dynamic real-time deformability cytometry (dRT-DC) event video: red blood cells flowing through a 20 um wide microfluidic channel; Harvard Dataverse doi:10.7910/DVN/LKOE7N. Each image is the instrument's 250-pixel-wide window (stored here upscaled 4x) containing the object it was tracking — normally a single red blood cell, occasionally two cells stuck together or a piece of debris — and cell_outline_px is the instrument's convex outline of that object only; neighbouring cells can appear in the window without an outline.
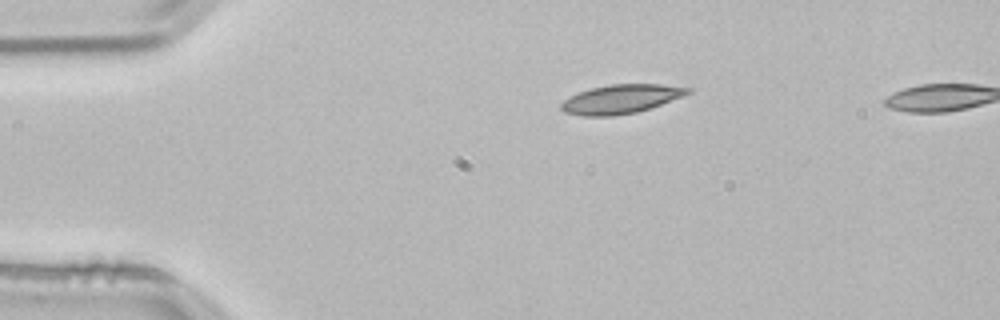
{"species": "common noctule bat (a hibernating species)", "species_latin": "Nyctalus noctula", "temperature_condition": "room temperature", "stored_images_in_passage": 36, "camera_frame_rate_fps": 3000, "um_per_image_px": 0.085, "animal": {"sex": "male", "body_mass_g": 21.5, "forearm_length_mm": 52.0}, "frame": {"image": 1, "passage_image": 1, "time_ms": 0.0, "image_size_px": [1000, 320], "cell_outline_px": [[692, 92], [660, 104], [636, 112], [612, 116], [584, 116], [564, 112], [560, 108], [560, 104], [564, 100], [580, 92], [592, 88], [608, 84], [660, 84], [692, 88]], "centroid_in_image_um": [52.76, 8.41], "position_along_channel_um": 32.2, "area_um2": 21.04}}
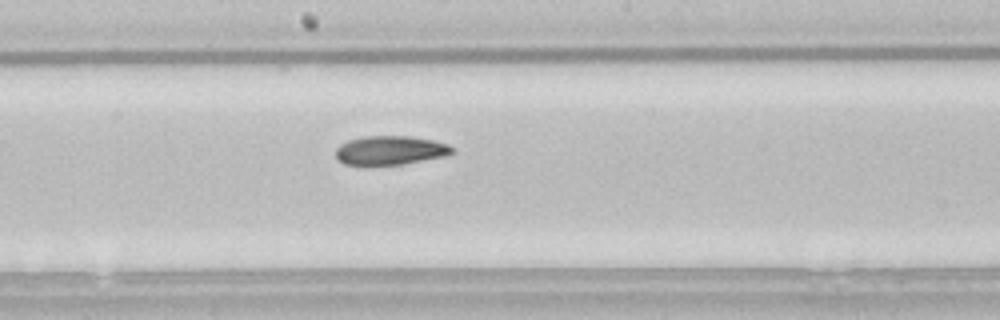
{"frame": {"image": 2, "passage_image": 19, "time_ms": 6.0, "image_size_px": [1000, 320], "cell_outline_px": [[456, 152], [444, 156], [400, 164], [344, 164], [336, 156], [336, 148], [340, 144], [348, 140], [364, 136], [412, 136], [432, 140], [448, 144], [456, 148]], "centroid_in_image_um": [33.21, 12.75], "position_along_channel_um": 215.0, "area_um2": 19.48}}
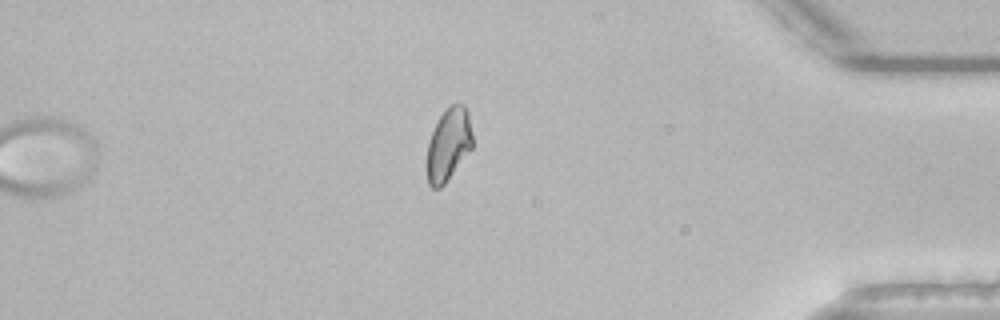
{"frame": {"image": 3, "passage_image": 36, "time_ms": 11.667, "image_size_px": [1000, 320], "cell_outline_px": [[472, 148], [444, 184], [440, 188], [432, 188], [428, 184], [428, 140], [444, 108], [448, 104], [464, 104], [468, 112], [472, 132]], "centroid_in_image_um": [38.13, 12.24], "position_along_channel_um": 397.1, "area_um2": 19.13}, "authors_computed_cell_mechanics": {"area_um2": 20.0277, "velocity_mm_per_s": 3.8258, "shape_relaxation_time_tau1_ms": 7.3141, "shape_relaxation_time_tau2_ms": 7.3295, "deformation_change_tau1": 0.163, "deformation_change_tau2": 0.1353}}